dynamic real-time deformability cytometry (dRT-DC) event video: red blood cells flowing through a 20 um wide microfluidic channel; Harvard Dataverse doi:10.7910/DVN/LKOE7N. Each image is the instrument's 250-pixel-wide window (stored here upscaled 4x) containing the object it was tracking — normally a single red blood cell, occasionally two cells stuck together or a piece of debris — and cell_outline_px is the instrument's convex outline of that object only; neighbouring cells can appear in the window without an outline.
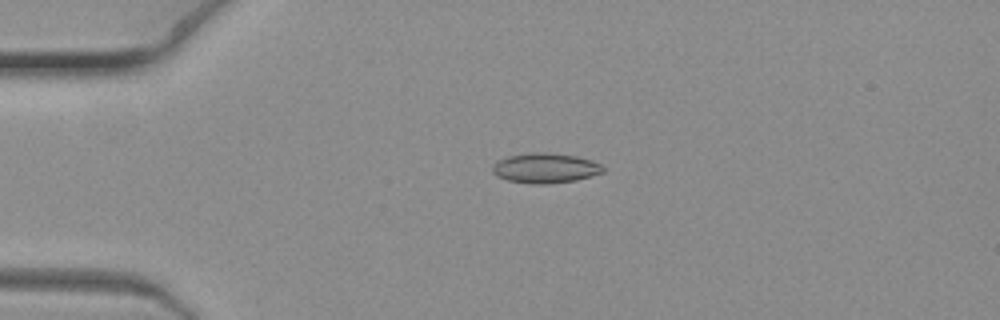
{"species": "common noctule bat (a hibernating species)", "species_latin": "Nyctalus noctula", "temperature_condition": "warm", "stored_images_in_passage": 2, "camera_frame_rate_fps": 3000, "um_per_image_px": 0.085, "animal": {"sex": "female", "body_mass_g": 19.3, "forearm_length_mm": 54.1}, "frame": {"image": 1, "passage_image": 1, "time_ms": 0.0, "image_size_px": [1000, 320], "cell_outline_px": [[604, 172], [576, 180], [544, 184], [532, 184], [508, 180], [496, 176], [492, 172], [492, 168], [496, 160], [508, 156], [532, 152], [544, 152], [576, 156], [592, 160], [600, 164], [604, 168]], "centroid_in_image_um": [46.32, 14.28], "position_along_channel_um": 38.7, "area_um2": 19.31}}